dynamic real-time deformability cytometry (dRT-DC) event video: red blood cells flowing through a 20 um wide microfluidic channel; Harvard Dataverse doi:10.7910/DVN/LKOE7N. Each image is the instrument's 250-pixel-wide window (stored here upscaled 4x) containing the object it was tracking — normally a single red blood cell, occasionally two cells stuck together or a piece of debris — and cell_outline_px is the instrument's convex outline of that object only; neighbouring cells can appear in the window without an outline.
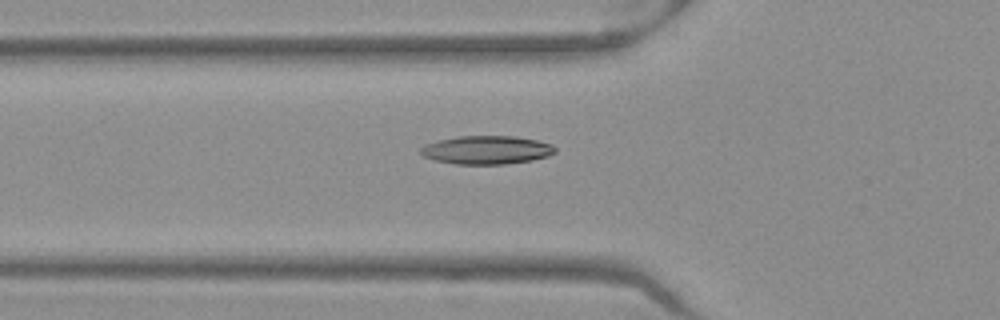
{"species": "Egyptian fruit bat (a non-hibernating species)", "species_latin": "Rousettus aegyptiacus", "temperature_condition": "warm", "stored_images_in_passage": 35, "camera_frame_rate_fps": 3000, "um_per_image_px": 0.085, "frame": {"image": 1, "passage_image": 2, "time_ms": 0.333, "image_size_px": [1000, 320], "cell_outline_px": [[556, 152], [548, 156], [532, 160], [504, 164], [456, 164], [432, 160], [424, 156], [420, 152], [420, 148], [424, 144], [456, 136], [516, 136], [536, 140], [552, 144], [556, 148]], "centroid_in_image_um": [41.35, 12.74], "position_along_channel_um": 84.4, "area_um2": 22.37}}
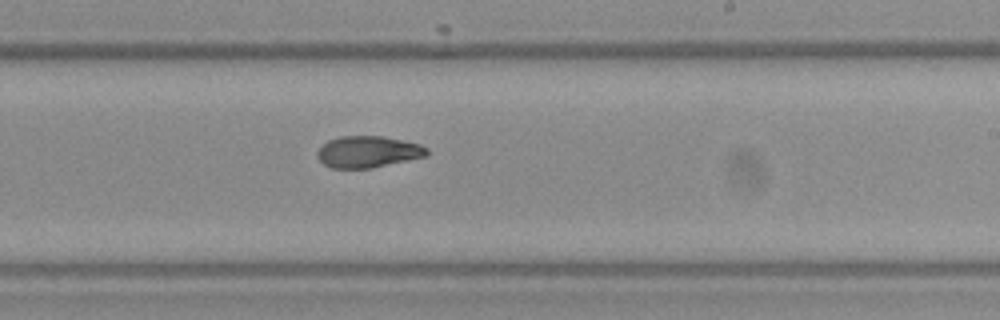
{"frame": {"image": 2, "passage_image": 15, "time_ms": 4.667, "image_size_px": [1000, 320], "cell_outline_px": [[428, 156], [372, 168], [332, 168], [324, 164], [316, 156], [316, 152], [328, 140], [340, 136], [384, 136], [420, 144], [428, 148]], "centroid_in_image_um": [31.29, 12.9], "position_along_channel_um": 257.7, "area_um2": 20.23}}
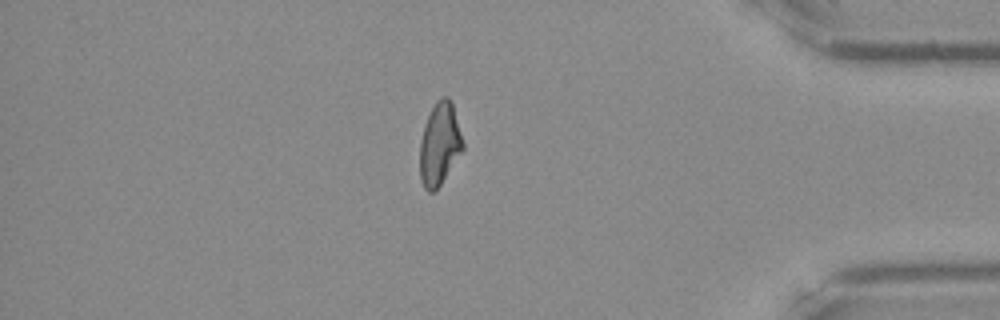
{"frame": {"image": 3, "passage_image": 28, "time_ms": 9.0, "image_size_px": [1000, 320], "cell_outline_px": [[464, 148], [440, 184], [432, 192], [428, 192], [424, 188], [420, 180], [420, 140], [424, 124], [436, 100], [440, 96], [448, 96], [452, 104], [464, 144]], "centroid_in_image_um": [37.34, 12.23], "position_along_channel_um": 397.9, "area_um2": 20.46}, "authors_computed_cell_mechanics": {"area_um2": 20.7502, "velocity_mm_per_s": 3.9797, "shape_relaxation_time_tau1_ms": 9.6327, "shape_relaxation_time_tau2_ms": 4.5103, "deformation_change_tau1": 0.2332, "deformation_change_tau2": 0.1061}}